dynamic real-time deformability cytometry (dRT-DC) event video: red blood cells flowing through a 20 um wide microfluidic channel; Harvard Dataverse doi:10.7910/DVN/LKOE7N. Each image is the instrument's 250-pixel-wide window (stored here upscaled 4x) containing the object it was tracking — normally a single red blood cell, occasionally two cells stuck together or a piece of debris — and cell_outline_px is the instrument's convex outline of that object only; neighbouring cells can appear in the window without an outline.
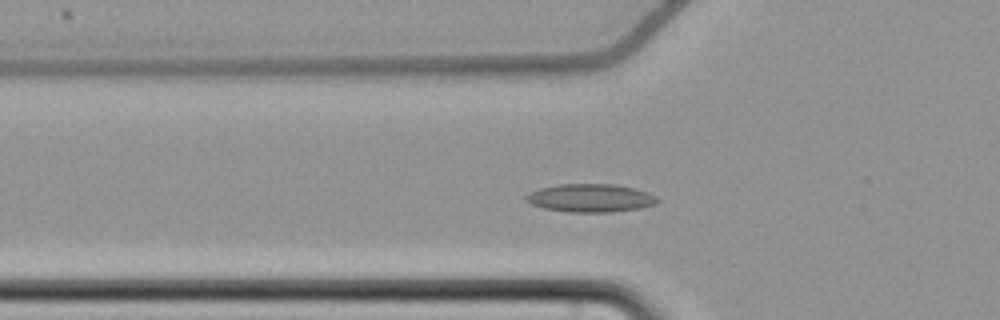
{"species": "common noctule bat (a hibernating species)", "species_latin": "Nyctalus noctula", "temperature_condition": "cold", "stored_images_in_passage": 53, "camera_frame_rate_fps": 3000, "um_per_image_px": 0.085, "animal": {"sex": "female", "body_mass_g": 22.7, "forearm_length_mm": 54.2}, "frame": {"image": 1, "passage_image": 16, "time_ms": 5.0, "image_size_px": [1000, 320], "cell_outline_px": [[660, 200], [656, 204], [640, 208], [612, 212], [568, 212], [544, 208], [532, 204], [524, 200], [524, 196], [528, 192], [540, 188], [560, 184], [616, 184], [636, 188], [648, 192], [656, 196]], "centroid_in_image_um": [50.2, 16.83], "position_along_channel_um": 75.6, "area_um2": 21.79}}
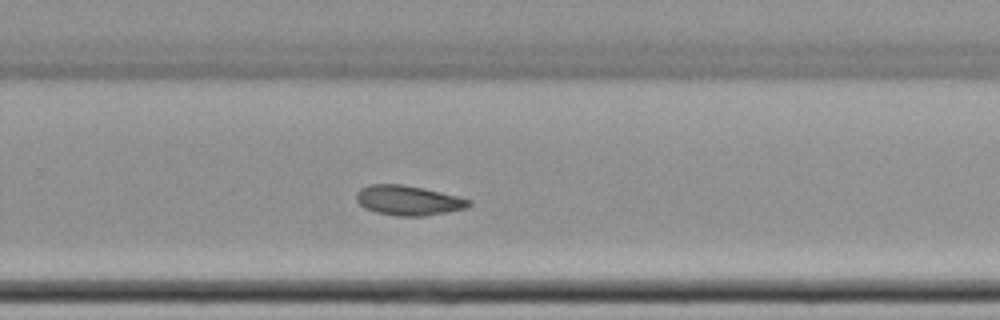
{"frame": {"image": 2, "passage_image": 34, "time_ms": 11.0, "image_size_px": [1000, 320], "cell_outline_px": [[472, 204], [468, 208], [448, 212], [424, 216], [396, 216], [376, 212], [364, 208], [356, 200], [356, 192], [360, 188], [368, 184], [400, 184], [424, 188], [472, 200]], "centroid_in_image_um": [34.7, 17.03], "position_along_channel_um": 295.1, "area_um2": 19.71}}
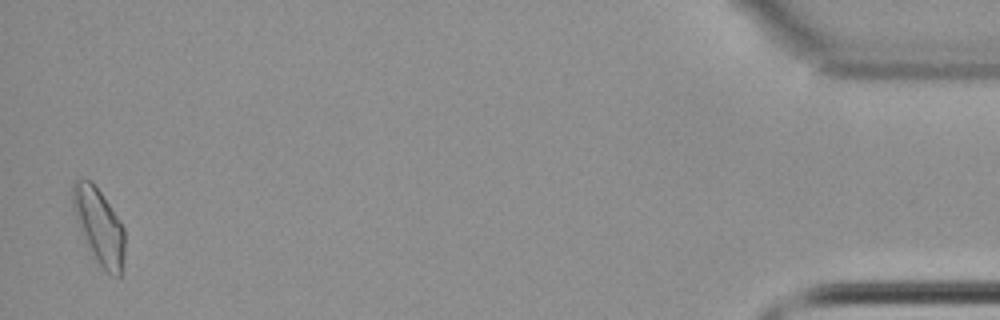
{"frame": {"image": 3, "passage_image": 52, "time_ms": 17.0, "image_size_px": [1000, 320], "cell_outline_px": [[124, 256], [120, 276], [112, 276], [96, 260], [80, 228], [72, 204], [72, 184], [76, 180], [92, 180], [124, 228]], "centroid_in_image_um": [8.43, 19.2], "position_along_channel_um": 426.8, "area_um2": 22.08}}